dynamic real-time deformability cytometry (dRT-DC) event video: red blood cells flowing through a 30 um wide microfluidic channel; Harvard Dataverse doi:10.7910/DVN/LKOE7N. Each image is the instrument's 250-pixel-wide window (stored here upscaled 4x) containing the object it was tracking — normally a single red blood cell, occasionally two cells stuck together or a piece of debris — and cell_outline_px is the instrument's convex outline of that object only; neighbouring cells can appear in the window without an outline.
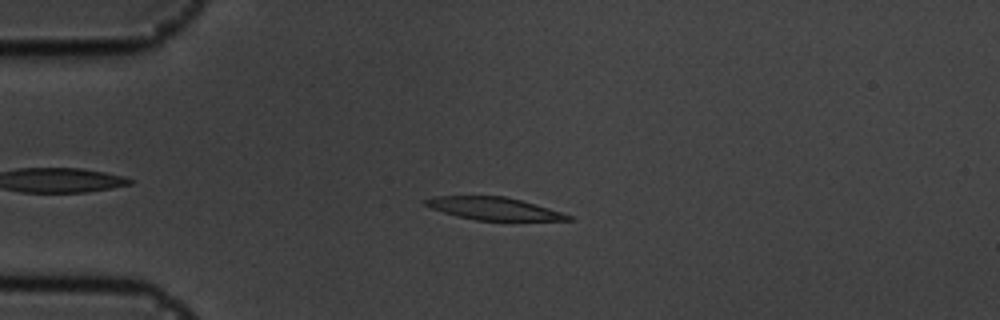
{"species": "common noctule bat (a hibernating species)", "species_latin": "Nyctalus noctula", "temperature_condition": "cold", "stored_images_in_passage": 50, "camera_frame_rate_fps": 3000, "um_per_image_px": 0.085, "animal": {"sex": "male", "body_mass_g": 19.5, "forearm_length_mm": 54.6}, "frame": {"image": 1, "passage_image": 8, "time_ms": 2.333, "image_size_px": [1000, 320], "cell_outline_px": [[576, 220], [476, 220], [456, 216], [432, 208], [424, 204], [420, 200], [432, 196], [504, 196], [520, 200], [548, 208], [572, 216]], "centroid_in_image_um": [41.91, 17.72], "position_along_channel_um": 43.1, "area_um2": 18.61}}
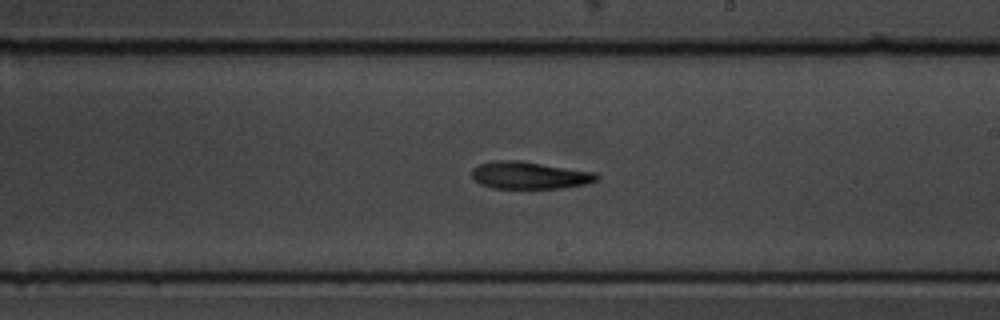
{"frame": {"image": 2, "passage_image": 27, "time_ms": 8.667, "image_size_px": [1000, 320], "cell_outline_px": [[600, 180], [588, 184], [560, 188], [492, 188], [480, 184], [472, 176], [472, 168], [480, 164], [496, 160], [520, 160], [596, 172], [600, 176]], "centroid_in_image_um": [45.06, 14.9], "position_along_channel_um": 243.9, "area_um2": 20.06}}
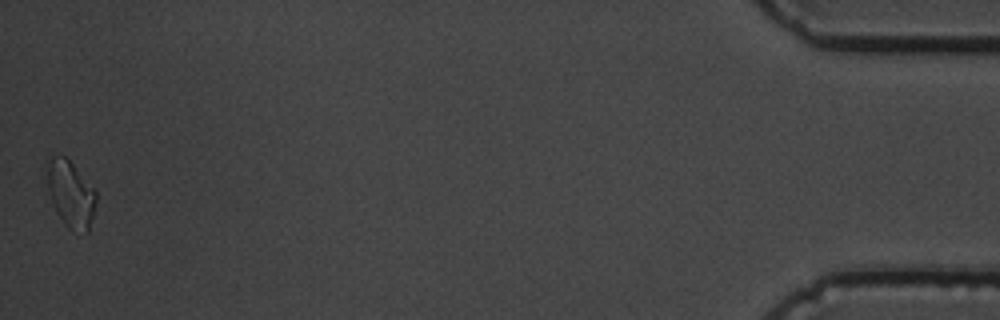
{"frame": {"image": 3, "passage_image": 50, "time_ms": 16.333, "image_size_px": [1000, 320], "cell_outline_px": [[96, 200], [88, 232], [68, 228], [64, 224], [56, 212], [48, 188], [48, 164], [52, 156], [64, 156], [72, 164], [96, 192]], "centroid_in_image_um": [6.01, 16.51], "position_along_channel_um": 429.2, "area_um2": 18.15}, "authors_computed_cell_mechanics": {"area_um2": 19.7965, "velocity_mm_per_s": 3.5656, "shape_relaxation_time_tau1_ms": 5.0255, "shape_relaxation_time_tau2_ms": null, "deformation_change_tau1": 0.1372, "deformation_change_tau2": null}}